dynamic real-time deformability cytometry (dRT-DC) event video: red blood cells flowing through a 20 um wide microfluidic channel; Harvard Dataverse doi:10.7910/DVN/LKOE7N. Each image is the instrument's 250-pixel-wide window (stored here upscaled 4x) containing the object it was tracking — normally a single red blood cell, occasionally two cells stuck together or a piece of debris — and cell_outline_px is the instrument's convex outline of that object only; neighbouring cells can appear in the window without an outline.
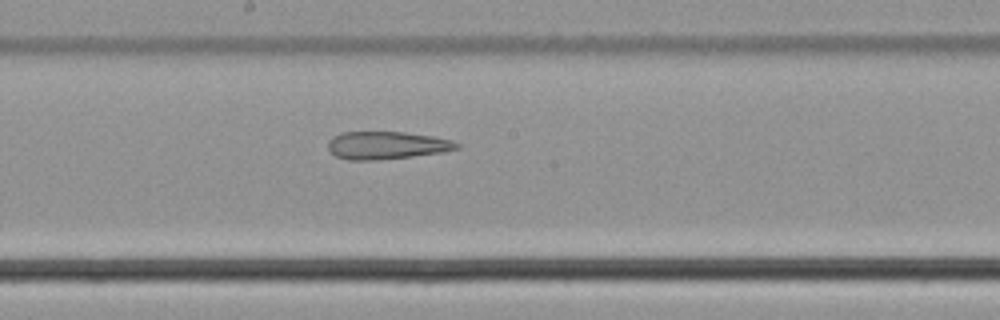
{"species": "common noctule bat (a hibernating species)", "species_latin": "Nyctalus noctula", "temperature_condition": "cold", "stored_images_in_passage": 11, "segment_of_instrument_passage": [2, 3], "camera_frame_rate_fps": 3000, "um_per_image_px": 0.085, "animal": {"sex": "male", "body_mass_g": 21.5, "forearm_length_mm": 52.0}, "frame": {"image": 1, "passage_image": 10, "time_ms": 3.0, "image_size_px": [1000, 320], "cell_outline_px": [[460, 148], [444, 152], [412, 156], [372, 160], [348, 160], [336, 156], [328, 148], [328, 140], [332, 136], [344, 132], [404, 132], [432, 136], [452, 140], [460, 144]], "centroid_in_image_um": [32.87, 12.35], "position_along_channel_um": 215.3, "area_um2": 20.75}}